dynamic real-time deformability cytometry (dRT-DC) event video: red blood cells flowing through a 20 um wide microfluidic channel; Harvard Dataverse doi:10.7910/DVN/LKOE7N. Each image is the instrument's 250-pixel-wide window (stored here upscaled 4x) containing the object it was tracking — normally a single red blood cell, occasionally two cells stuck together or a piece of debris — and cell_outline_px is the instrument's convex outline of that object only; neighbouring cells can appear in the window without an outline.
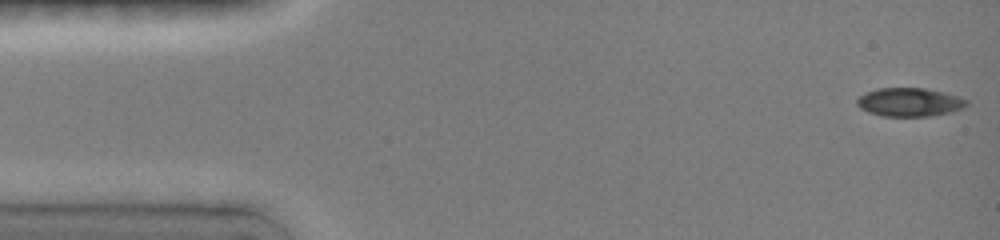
{"species": "common noctule bat (a hibernating species)", "species_latin": "Nyctalus noctula", "temperature_condition": "room temperature", "stored_images_in_passage": 7, "camera_frame_rate_fps": 3000, "um_per_image_px": 0.085, "animal": {"sex": "female", "body_mass_g": 19.0, "forearm_length_mm": 51.5}, "frame": {"image": 1, "passage_image": 1, "time_ms": 0.0, "image_size_px": [1000, 240], "cell_outline_px": [[968, 104], [952, 112], [928, 116], [880, 116], [868, 112], [860, 108], [856, 104], [856, 100], [864, 92], [876, 88], [924, 88], [944, 92], [968, 100]], "centroid_in_image_um": [77.26, 8.68], "position_along_channel_um": 7.7, "area_um2": 18.26}}
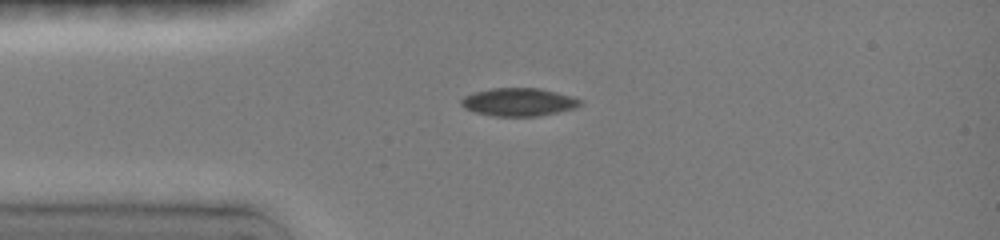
{"frame": {"image": 2, "passage_image": 5, "time_ms": 3.333, "image_size_px": [1000, 240], "cell_outline_px": [[584, 104], [576, 108], [536, 116], [492, 116], [476, 112], [464, 108], [460, 104], [460, 100], [464, 96], [476, 92], [492, 88], [540, 88], [572, 96], [584, 100]], "centroid_in_image_um": [44.12, 8.67], "position_along_channel_um": 40.9, "area_um2": 19.48}}